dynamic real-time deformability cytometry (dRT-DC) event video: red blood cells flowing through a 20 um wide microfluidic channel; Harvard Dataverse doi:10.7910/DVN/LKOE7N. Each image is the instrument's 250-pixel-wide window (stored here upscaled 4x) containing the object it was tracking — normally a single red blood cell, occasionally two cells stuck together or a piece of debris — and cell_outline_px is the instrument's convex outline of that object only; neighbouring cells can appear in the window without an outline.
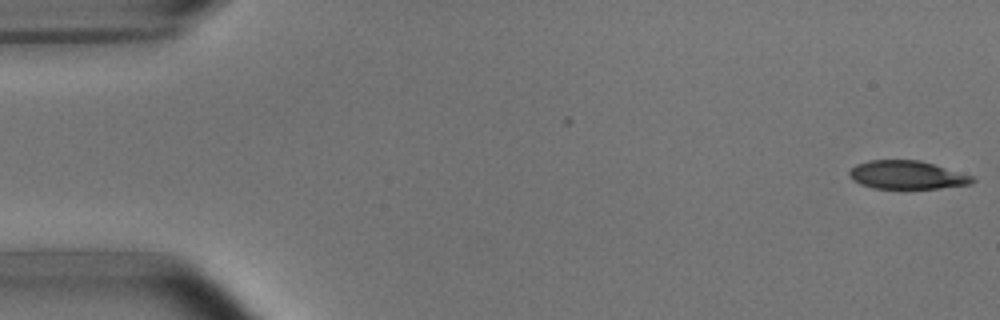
{"species": "common noctule bat (a hibernating species)", "species_latin": "Nyctalus noctula", "temperature_condition": "room temperature", "stored_images_in_passage": 5, "camera_frame_rate_fps": 3000, "um_per_image_px": 0.085, "animal": {"sex": "male", "body_mass_g": 15.6}, "frame": {"image": 1, "passage_image": 1, "time_ms": 0.0, "image_size_px": [1000, 320], "cell_outline_px": [[976, 180], [972, 184], [940, 188], [872, 188], [860, 184], [852, 180], [848, 176], [848, 172], [856, 164], [868, 160], [920, 160], [972, 176]], "centroid_in_image_um": [77.05, 14.87], "position_along_channel_um": 7.9, "area_um2": 20.29}}